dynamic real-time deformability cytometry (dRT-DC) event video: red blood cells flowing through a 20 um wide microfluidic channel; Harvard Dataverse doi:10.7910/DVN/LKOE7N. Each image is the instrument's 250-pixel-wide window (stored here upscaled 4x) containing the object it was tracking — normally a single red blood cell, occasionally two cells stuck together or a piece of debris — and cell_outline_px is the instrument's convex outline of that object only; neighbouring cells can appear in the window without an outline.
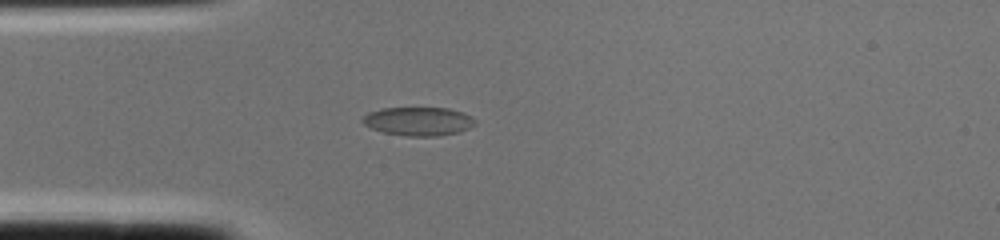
{"species": "common noctule bat (a hibernating species)", "species_latin": "Nyctalus noctula", "temperature_condition": "cold", "stored_images_in_passage": 1, "camera_frame_rate_fps": 3000, "um_per_image_px": 0.085, "animal": {"sex": "female", "body_mass_g": 22.0, "forearm_length_mm": 56.7}, "frame": {"image": 1, "passage_image": 1, "time_ms": 0.0, "image_size_px": [1000, 240], "cell_outline_px": [[476, 124], [460, 132], [436, 136], [408, 136], [384, 132], [372, 128], [364, 124], [360, 120], [368, 112], [380, 108], [448, 108], [464, 112], [472, 116], [476, 120]], "centroid_in_image_um": [35.59, 10.3], "position_along_channel_um": 49.4, "area_um2": 18.84}}